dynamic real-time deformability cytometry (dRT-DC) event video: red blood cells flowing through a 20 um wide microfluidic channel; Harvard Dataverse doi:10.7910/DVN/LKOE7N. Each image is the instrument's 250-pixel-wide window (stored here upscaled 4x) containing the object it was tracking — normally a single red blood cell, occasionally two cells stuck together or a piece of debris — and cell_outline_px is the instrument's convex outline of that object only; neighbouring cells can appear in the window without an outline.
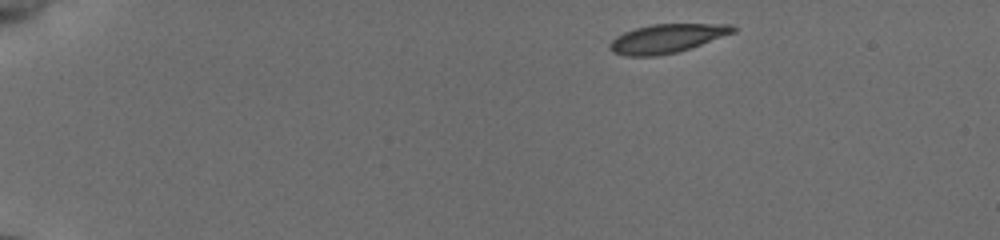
{"species": "common noctule bat (a hibernating species)", "species_latin": "Nyctalus noctula", "temperature_condition": "cold", "stored_images_in_passage": 37, "camera_frame_rate_fps": 3000, "um_per_image_px": 0.085, "animal": {"sex": "female", "body_mass_g": 19.5, "forearm_length_mm": 54.1}, "frame": {"image": 1, "passage_image": 1, "time_ms": 0.0, "image_size_px": [1000, 240], "cell_outline_px": [[736, 32], [676, 52], [656, 56], [624, 56], [612, 52], [608, 48], [608, 44], [616, 36], [624, 32], [636, 28], [652, 24], [732, 24], [736, 28]], "centroid_in_image_um": [56.64, 3.27], "position_along_channel_um": 28.4, "area_um2": 20.58}}
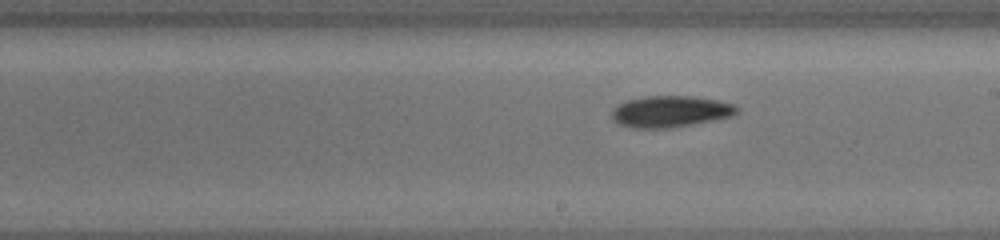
{"frame": {"image": 2, "passage_image": 21, "time_ms": 8.0, "image_size_px": [1000, 240], "cell_outline_px": [[740, 108], [732, 116], [712, 120], [664, 128], [632, 128], [620, 124], [612, 116], [612, 112], [620, 104], [628, 100], [648, 96], [692, 96], [716, 100], [736, 104]], "centroid_in_image_um": [57.02, 9.46], "position_along_channel_um": 232.0, "area_um2": 22.37}}
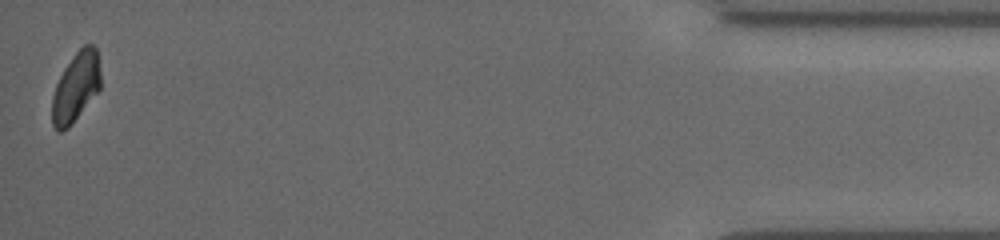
{"frame": {"image": 3, "passage_image": 37, "time_ms": 15.0, "image_size_px": [1000, 240], "cell_outline_px": [[100, 88], [72, 124], [68, 128], [60, 132], [52, 124], [52, 96], [56, 84], [64, 68], [76, 52], [84, 44], [92, 44], [96, 48], [100, 72]], "centroid_in_image_um": [6.44, 7.4], "position_along_channel_um": 428.8, "area_um2": 19.42}, "authors_computed_cell_mechanics": {"area_um2": 21.7328, "velocity_mm_per_s": 3.8432, "shape_relaxation_time_tau1_ms": 2.1607, "shape_relaxation_time_tau2_ms": 3.4882, "deformation_change_tau1": 0.0864, "deformation_change_tau2": 0.0641}}